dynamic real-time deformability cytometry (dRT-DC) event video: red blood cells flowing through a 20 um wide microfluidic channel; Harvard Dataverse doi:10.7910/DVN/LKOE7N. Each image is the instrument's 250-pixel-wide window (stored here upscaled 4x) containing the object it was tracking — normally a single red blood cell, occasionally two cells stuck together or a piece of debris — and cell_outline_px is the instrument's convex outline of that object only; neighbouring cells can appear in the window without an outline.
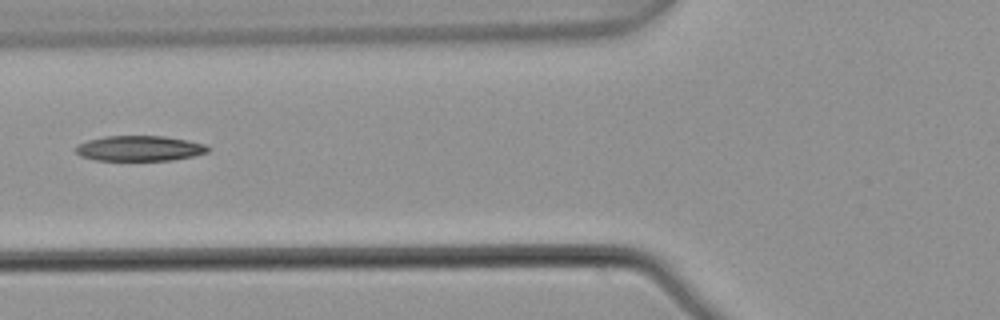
{"species": "common noctule bat (a hibernating species)", "species_latin": "Nyctalus noctula", "temperature_condition": "warm", "stored_images_in_passage": 6, "camera_frame_rate_fps": 3000, "um_per_image_px": 0.085, "animal": {"sex": "male", "body_mass_g": 21.5, "forearm_length_mm": 52.0}, "frame": {"image": 1, "passage_image": 6, "time_ms": 1.667, "image_size_px": [1000, 320], "cell_outline_px": [[208, 152], [192, 156], [172, 160], [96, 160], [80, 156], [72, 148], [76, 144], [88, 140], [104, 136], [164, 136], [188, 140], [204, 144], [208, 148]], "centroid_in_image_um": [11.79, 12.6], "position_along_channel_um": 114.0, "area_um2": 19.54}}